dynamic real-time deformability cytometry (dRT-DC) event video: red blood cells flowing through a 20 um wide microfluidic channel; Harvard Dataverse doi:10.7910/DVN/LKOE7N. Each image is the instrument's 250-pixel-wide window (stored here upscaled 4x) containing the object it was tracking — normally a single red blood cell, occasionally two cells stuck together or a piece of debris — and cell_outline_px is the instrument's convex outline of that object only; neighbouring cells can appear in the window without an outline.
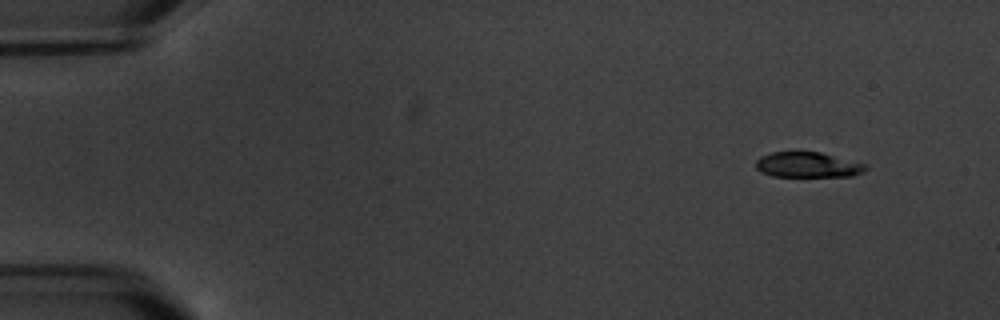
{"species": "common noctule bat (a hibernating species)", "species_latin": "Nyctalus noctula", "temperature_condition": "warm", "stored_images_in_passage": 4, "camera_frame_rate_fps": 3000, "um_per_image_px": 0.085, "animal": {"sex": "male", "body_mass_g": 20.1, "forearm_length_mm": 53.5}, "frame": {"image": 1, "passage_image": 1, "time_ms": 0.0, "image_size_px": [1000, 320], "cell_outline_px": [[868, 168], [864, 172], [852, 176], [772, 176], [760, 172], [756, 168], [756, 160], [760, 156], [772, 152], [820, 152], [868, 164]], "centroid_in_image_um": [68.68, 14.01], "position_along_channel_um": 16.3, "area_um2": 16.3}}
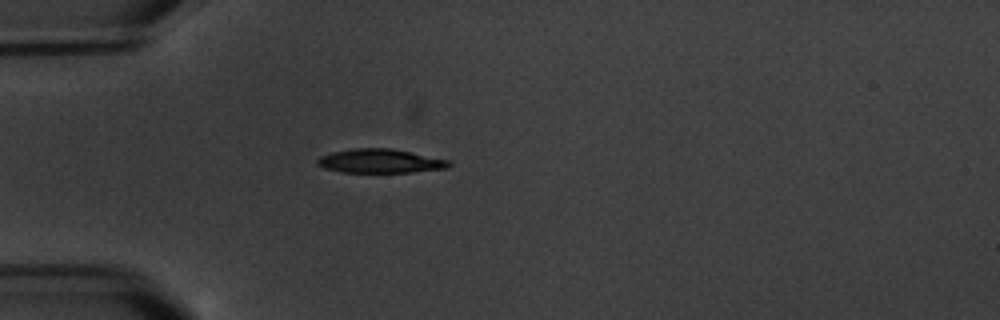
{"frame": {"image": 2, "passage_image": 4, "time_ms": 4.0, "image_size_px": [1000, 320], "cell_outline_px": [[452, 164], [444, 168], [412, 172], [344, 172], [324, 168], [316, 164], [316, 160], [320, 156], [332, 152], [356, 148], [392, 148], [452, 160]], "centroid_in_image_um": [32.33, 13.68], "position_along_channel_um": 52.7, "area_um2": 18.38}}